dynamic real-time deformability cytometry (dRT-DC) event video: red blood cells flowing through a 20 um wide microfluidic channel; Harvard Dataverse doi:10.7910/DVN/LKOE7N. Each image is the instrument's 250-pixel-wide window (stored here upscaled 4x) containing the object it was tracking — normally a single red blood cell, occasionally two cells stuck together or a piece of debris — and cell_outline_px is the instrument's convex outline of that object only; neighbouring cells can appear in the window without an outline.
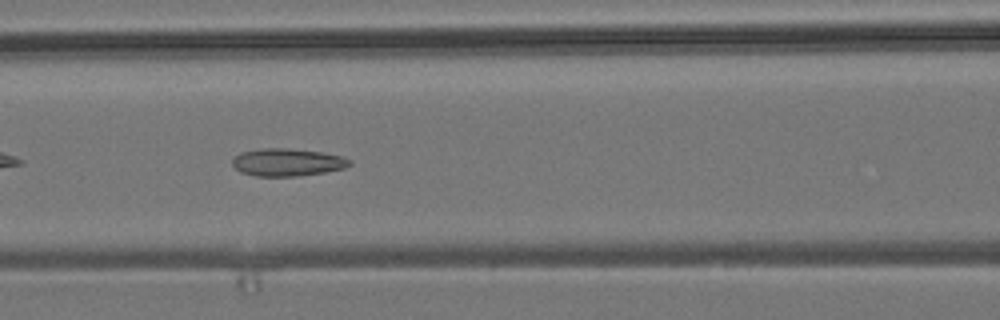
{"species": "common noctule bat (a hibernating species)", "species_latin": "Nyctalus noctula", "temperature_condition": "room temperature", "stored_images_in_passage": 33, "camera_frame_rate_fps": 3000, "um_per_image_px": 0.085, "animal": {"sex": "male", "body_mass_g": 19.2, "forearm_length_mm": 51.8}, "frame": {"image": 1, "passage_image": 9, "time_ms": 2.667, "image_size_px": [1000, 320], "cell_outline_px": [[352, 164], [344, 168], [324, 172], [296, 176], [256, 176], [240, 172], [232, 164], [232, 160], [240, 152], [264, 148], [288, 148], [320, 152], [344, 156], [352, 160]], "centroid_in_image_um": [24.44, 13.79], "position_along_channel_um": 142.2, "area_um2": 18.84}}
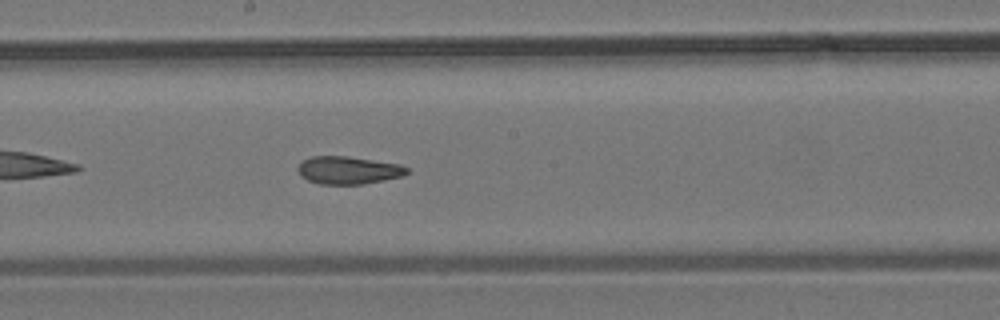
{"frame": {"image": 2, "passage_image": 15, "time_ms": 4.667, "image_size_px": [1000, 320], "cell_outline_px": [[408, 172], [404, 176], [364, 184], [320, 184], [308, 180], [300, 176], [296, 168], [304, 160], [312, 156], [348, 156], [400, 164], [408, 168]], "centroid_in_image_um": [29.61, 14.47], "position_along_channel_um": 218.6, "area_um2": 17.69}}
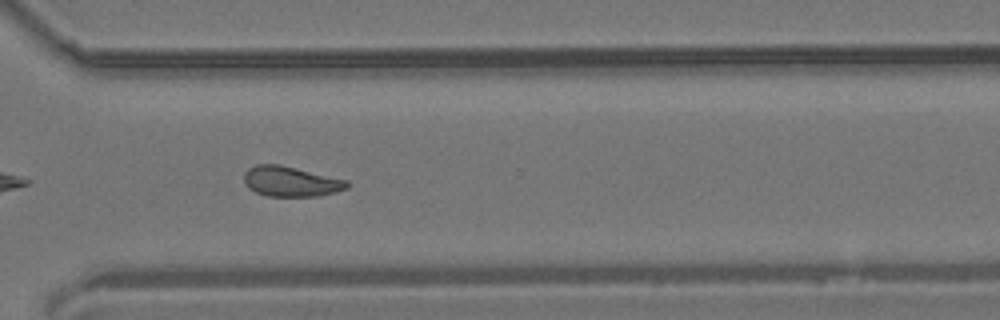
{"frame": {"image": 3, "passage_image": 25, "time_ms": 8.0, "image_size_px": [1000, 320], "cell_outline_px": [[352, 184], [348, 188], [336, 192], [316, 196], [268, 196], [256, 192], [248, 188], [244, 184], [244, 172], [248, 168], [256, 164], [280, 164], [348, 180]], "centroid_in_image_um": [24.73, 15.42], "position_along_channel_um": 345.9, "area_um2": 18.32}, "authors_computed_cell_mechanics": {"area_um2": 17.629, "velocity_mm_per_s": 3.831, "shape_relaxation_time_tau1_ms": null, "shape_relaxation_time_tau2_ms": 1.7907, "deformation_change_tau1": null, "deformation_change_tau2": 0.0819}}